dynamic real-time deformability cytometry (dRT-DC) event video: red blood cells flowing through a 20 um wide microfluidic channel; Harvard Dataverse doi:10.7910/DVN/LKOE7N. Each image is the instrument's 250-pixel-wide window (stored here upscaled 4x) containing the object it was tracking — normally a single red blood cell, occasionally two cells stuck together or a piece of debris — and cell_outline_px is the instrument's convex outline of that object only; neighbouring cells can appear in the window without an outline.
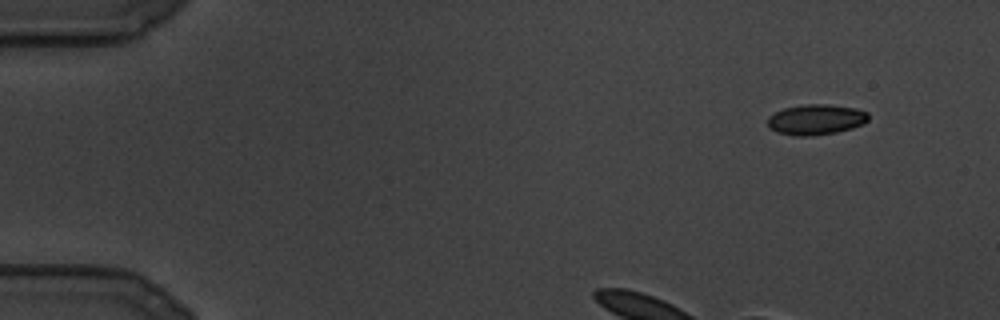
{"species": "common noctule bat (a hibernating species)", "species_latin": "Nyctalus noctula", "temperature_condition": "cold", "stored_images_in_passage": 14, "camera_frame_rate_fps": 3000, "um_per_image_px": 0.085, "animal": {"sex": "male", "body_mass_g": 19.5, "forearm_length_mm": 54.6}, "frame": {"image": 1, "passage_image": 1, "time_ms": 0.0, "image_size_px": [1000, 320], "cell_outline_px": [[868, 120], [864, 124], [852, 128], [836, 132], [812, 136], [796, 136], [776, 132], [768, 124], [768, 116], [784, 108], [804, 104], [828, 104], [856, 108], [868, 112]], "centroid_in_image_um": [69.38, 10.16], "position_along_channel_um": 15.6, "area_um2": 17.92}}